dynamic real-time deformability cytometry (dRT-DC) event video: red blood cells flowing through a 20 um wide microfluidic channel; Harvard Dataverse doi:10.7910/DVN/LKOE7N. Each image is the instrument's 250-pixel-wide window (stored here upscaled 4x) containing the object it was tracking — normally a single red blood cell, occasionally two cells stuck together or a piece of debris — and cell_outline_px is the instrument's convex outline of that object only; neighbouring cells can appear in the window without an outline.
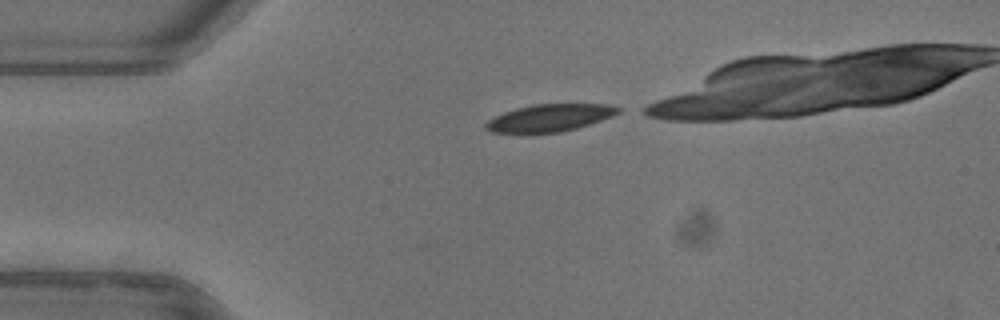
{"species": "common noctule bat (a hibernating species)", "species_latin": "Nyctalus noctula", "temperature_condition": "warm", "stored_images_in_passage": 12, "camera_frame_rate_fps": 3000, "um_per_image_px": 0.085, "animal": {"sex": "female"}, "frame": {"image": 1, "passage_image": 1, "time_ms": 0.0, "image_size_px": [1000, 320], "cell_outline_px": [[620, 112], [612, 116], [576, 128], [560, 132], [492, 132], [484, 128], [484, 124], [488, 120], [504, 112], [516, 108], [532, 104], [608, 104], [620, 108]], "centroid_in_image_um": [46.71, 10.0], "position_along_channel_um": 38.3, "area_um2": 20.69}}
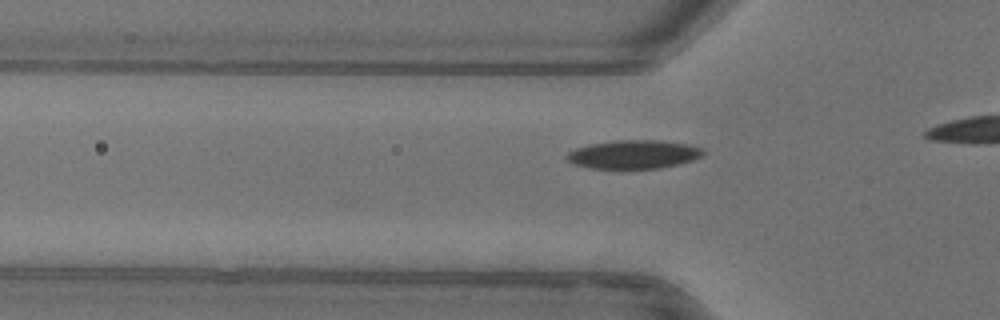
{"frame": {"image": 2, "passage_image": 6, "time_ms": 1.667, "image_size_px": [1000, 320], "cell_outline_px": [[704, 152], [700, 156], [692, 160], [660, 168], [592, 168], [572, 164], [564, 156], [568, 152], [576, 148], [588, 144], [616, 140], [656, 140], [688, 144], [704, 148]], "centroid_in_image_um": [53.82, 13.11], "position_along_channel_um": 72.0, "area_um2": 22.6}}
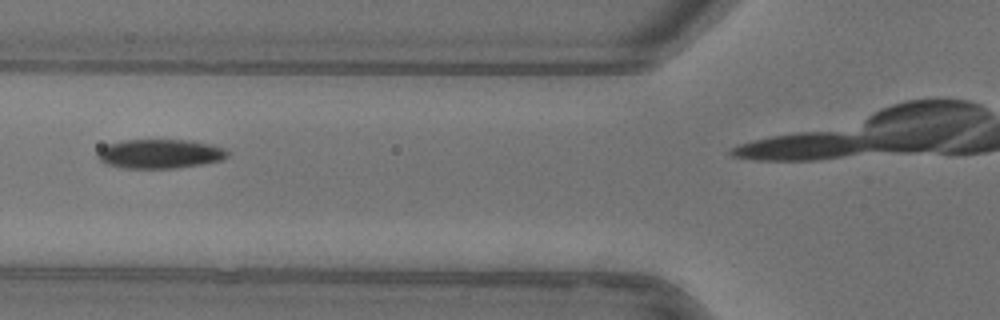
{"frame": {"image": 3, "passage_image": 9, "time_ms": 2.667, "image_size_px": [1000, 320], "cell_outline_px": [[228, 156], [220, 160], [200, 164], [176, 168], [124, 168], [108, 164], [100, 160], [96, 156], [96, 152], [100, 148], [108, 144], [120, 140], [192, 140], [224, 148], [228, 152]], "centroid_in_image_um": [13.55, 13.06], "position_along_channel_um": 112.3, "area_um2": 22.02}}